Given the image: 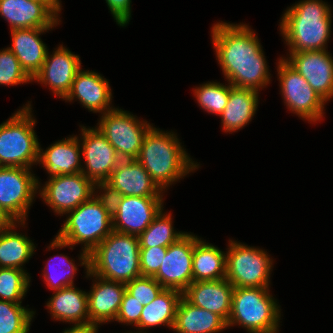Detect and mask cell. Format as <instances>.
<instances>
[{"mask_svg": "<svg viewBox=\"0 0 333 333\" xmlns=\"http://www.w3.org/2000/svg\"><path fill=\"white\" fill-rule=\"evenodd\" d=\"M46 302L48 313L55 321L69 324H88V293L75 285L53 291Z\"/></svg>", "mask_w": 333, "mask_h": 333, "instance_id": "d4e9b609", "label": "cell"}, {"mask_svg": "<svg viewBox=\"0 0 333 333\" xmlns=\"http://www.w3.org/2000/svg\"><path fill=\"white\" fill-rule=\"evenodd\" d=\"M192 91L200 108L209 114L220 116L230 95V83L208 81L196 86Z\"/></svg>", "mask_w": 333, "mask_h": 333, "instance_id": "836d02e7", "label": "cell"}, {"mask_svg": "<svg viewBox=\"0 0 333 333\" xmlns=\"http://www.w3.org/2000/svg\"><path fill=\"white\" fill-rule=\"evenodd\" d=\"M94 196L111 218L117 214L120 203L124 197L116 188L112 187L107 182L94 184Z\"/></svg>", "mask_w": 333, "mask_h": 333, "instance_id": "74e56055", "label": "cell"}, {"mask_svg": "<svg viewBox=\"0 0 333 333\" xmlns=\"http://www.w3.org/2000/svg\"><path fill=\"white\" fill-rule=\"evenodd\" d=\"M163 203V197L124 196L112 218L113 231L139 236L164 208Z\"/></svg>", "mask_w": 333, "mask_h": 333, "instance_id": "ac0fdd59", "label": "cell"}, {"mask_svg": "<svg viewBox=\"0 0 333 333\" xmlns=\"http://www.w3.org/2000/svg\"><path fill=\"white\" fill-rule=\"evenodd\" d=\"M211 39L223 77L233 87L259 92L271 83L263 47L249 25L215 22L211 28Z\"/></svg>", "mask_w": 333, "mask_h": 333, "instance_id": "6da1fadb", "label": "cell"}, {"mask_svg": "<svg viewBox=\"0 0 333 333\" xmlns=\"http://www.w3.org/2000/svg\"><path fill=\"white\" fill-rule=\"evenodd\" d=\"M227 247L226 279L233 287H271L274 259L265 249L232 239L228 240Z\"/></svg>", "mask_w": 333, "mask_h": 333, "instance_id": "ba28073f", "label": "cell"}, {"mask_svg": "<svg viewBox=\"0 0 333 333\" xmlns=\"http://www.w3.org/2000/svg\"><path fill=\"white\" fill-rule=\"evenodd\" d=\"M125 285L126 291L143 306L151 303L164 289L153 277L148 276L134 278Z\"/></svg>", "mask_w": 333, "mask_h": 333, "instance_id": "8d00e7d4", "label": "cell"}, {"mask_svg": "<svg viewBox=\"0 0 333 333\" xmlns=\"http://www.w3.org/2000/svg\"><path fill=\"white\" fill-rule=\"evenodd\" d=\"M288 56V57H287ZM283 57L327 103L333 98V57L327 50L288 53Z\"/></svg>", "mask_w": 333, "mask_h": 333, "instance_id": "2e32d148", "label": "cell"}, {"mask_svg": "<svg viewBox=\"0 0 333 333\" xmlns=\"http://www.w3.org/2000/svg\"><path fill=\"white\" fill-rule=\"evenodd\" d=\"M42 271L46 286L52 291H57L74 285V276L78 271V266L74 259H70L69 256L57 254L49 258Z\"/></svg>", "mask_w": 333, "mask_h": 333, "instance_id": "1f68e13d", "label": "cell"}, {"mask_svg": "<svg viewBox=\"0 0 333 333\" xmlns=\"http://www.w3.org/2000/svg\"><path fill=\"white\" fill-rule=\"evenodd\" d=\"M277 76L286 108L302 120L315 124L325 116L326 101L281 56L277 62Z\"/></svg>", "mask_w": 333, "mask_h": 333, "instance_id": "30bf717a", "label": "cell"}, {"mask_svg": "<svg viewBox=\"0 0 333 333\" xmlns=\"http://www.w3.org/2000/svg\"><path fill=\"white\" fill-rule=\"evenodd\" d=\"M162 209L152 223L138 236L140 248L168 247L177 242L187 232L176 231L173 227L172 213Z\"/></svg>", "mask_w": 333, "mask_h": 333, "instance_id": "4dcf8cb0", "label": "cell"}, {"mask_svg": "<svg viewBox=\"0 0 333 333\" xmlns=\"http://www.w3.org/2000/svg\"><path fill=\"white\" fill-rule=\"evenodd\" d=\"M16 220L0 206V232L11 227Z\"/></svg>", "mask_w": 333, "mask_h": 333, "instance_id": "7bdbcfd3", "label": "cell"}, {"mask_svg": "<svg viewBox=\"0 0 333 333\" xmlns=\"http://www.w3.org/2000/svg\"><path fill=\"white\" fill-rule=\"evenodd\" d=\"M26 222L14 223L0 232V268L22 269L36 251V246L25 233H19L17 228L26 227ZM16 228V229H15Z\"/></svg>", "mask_w": 333, "mask_h": 333, "instance_id": "f546056e", "label": "cell"}, {"mask_svg": "<svg viewBox=\"0 0 333 333\" xmlns=\"http://www.w3.org/2000/svg\"><path fill=\"white\" fill-rule=\"evenodd\" d=\"M53 29L21 28L10 30L12 43L8 48L31 79L41 70L49 50L40 35Z\"/></svg>", "mask_w": 333, "mask_h": 333, "instance_id": "603a6c76", "label": "cell"}, {"mask_svg": "<svg viewBox=\"0 0 333 333\" xmlns=\"http://www.w3.org/2000/svg\"><path fill=\"white\" fill-rule=\"evenodd\" d=\"M0 16L10 30L21 28H54L61 18L45 3L38 0H0Z\"/></svg>", "mask_w": 333, "mask_h": 333, "instance_id": "d6986e66", "label": "cell"}, {"mask_svg": "<svg viewBox=\"0 0 333 333\" xmlns=\"http://www.w3.org/2000/svg\"><path fill=\"white\" fill-rule=\"evenodd\" d=\"M31 101L0 124V166L32 169L37 165L39 141Z\"/></svg>", "mask_w": 333, "mask_h": 333, "instance_id": "52a82bcc", "label": "cell"}, {"mask_svg": "<svg viewBox=\"0 0 333 333\" xmlns=\"http://www.w3.org/2000/svg\"><path fill=\"white\" fill-rule=\"evenodd\" d=\"M109 83L100 73L81 68L75 75L70 92L63 100H78L89 112L105 114L115 108L112 105L113 94Z\"/></svg>", "mask_w": 333, "mask_h": 333, "instance_id": "e0dca14e", "label": "cell"}, {"mask_svg": "<svg viewBox=\"0 0 333 333\" xmlns=\"http://www.w3.org/2000/svg\"><path fill=\"white\" fill-rule=\"evenodd\" d=\"M85 273L86 278H93L90 291L87 292L89 323L100 326L115 321L126 285L100 278L90 271Z\"/></svg>", "mask_w": 333, "mask_h": 333, "instance_id": "ffe728a7", "label": "cell"}, {"mask_svg": "<svg viewBox=\"0 0 333 333\" xmlns=\"http://www.w3.org/2000/svg\"><path fill=\"white\" fill-rule=\"evenodd\" d=\"M183 293L175 289L164 288L148 305L143 306L136 331L126 333H147L151 327L167 326L173 329L176 311ZM145 330V331H144Z\"/></svg>", "mask_w": 333, "mask_h": 333, "instance_id": "83f0119b", "label": "cell"}, {"mask_svg": "<svg viewBox=\"0 0 333 333\" xmlns=\"http://www.w3.org/2000/svg\"><path fill=\"white\" fill-rule=\"evenodd\" d=\"M32 169L0 166V206L17 222H26L36 194L38 177Z\"/></svg>", "mask_w": 333, "mask_h": 333, "instance_id": "8fae6325", "label": "cell"}, {"mask_svg": "<svg viewBox=\"0 0 333 333\" xmlns=\"http://www.w3.org/2000/svg\"><path fill=\"white\" fill-rule=\"evenodd\" d=\"M181 144L174 131L152 126L136 159L164 193L171 185L200 168Z\"/></svg>", "mask_w": 333, "mask_h": 333, "instance_id": "7a4b0ae2", "label": "cell"}, {"mask_svg": "<svg viewBox=\"0 0 333 333\" xmlns=\"http://www.w3.org/2000/svg\"><path fill=\"white\" fill-rule=\"evenodd\" d=\"M226 251L194 235L193 282L226 278Z\"/></svg>", "mask_w": 333, "mask_h": 333, "instance_id": "f1b7e54d", "label": "cell"}, {"mask_svg": "<svg viewBox=\"0 0 333 333\" xmlns=\"http://www.w3.org/2000/svg\"><path fill=\"white\" fill-rule=\"evenodd\" d=\"M167 247L154 246L140 248V272L141 276L153 277L163 263Z\"/></svg>", "mask_w": 333, "mask_h": 333, "instance_id": "f35d334b", "label": "cell"}, {"mask_svg": "<svg viewBox=\"0 0 333 333\" xmlns=\"http://www.w3.org/2000/svg\"><path fill=\"white\" fill-rule=\"evenodd\" d=\"M38 195L58 216H64L94 195V183L83 173L60 175L41 184L38 178Z\"/></svg>", "mask_w": 333, "mask_h": 333, "instance_id": "7c38bea8", "label": "cell"}, {"mask_svg": "<svg viewBox=\"0 0 333 333\" xmlns=\"http://www.w3.org/2000/svg\"><path fill=\"white\" fill-rule=\"evenodd\" d=\"M81 146L77 135L55 141L45 150L39 145L38 162L49 174L48 178L82 172Z\"/></svg>", "mask_w": 333, "mask_h": 333, "instance_id": "44dd1931", "label": "cell"}, {"mask_svg": "<svg viewBox=\"0 0 333 333\" xmlns=\"http://www.w3.org/2000/svg\"><path fill=\"white\" fill-rule=\"evenodd\" d=\"M27 270L0 268V300L22 304L31 282Z\"/></svg>", "mask_w": 333, "mask_h": 333, "instance_id": "e575fe53", "label": "cell"}, {"mask_svg": "<svg viewBox=\"0 0 333 333\" xmlns=\"http://www.w3.org/2000/svg\"><path fill=\"white\" fill-rule=\"evenodd\" d=\"M234 287L226 279L199 281L190 284L183 296L193 305L216 313L226 322L231 312Z\"/></svg>", "mask_w": 333, "mask_h": 333, "instance_id": "cb8c5ba5", "label": "cell"}, {"mask_svg": "<svg viewBox=\"0 0 333 333\" xmlns=\"http://www.w3.org/2000/svg\"><path fill=\"white\" fill-rule=\"evenodd\" d=\"M116 24L126 27L131 20L132 0H105Z\"/></svg>", "mask_w": 333, "mask_h": 333, "instance_id": "60d3db41", "label": "cell"}, {"mask_svg": "<svg viewBox=\"0 0 333 333\" xmlns=\"http://www.w3.org/2000/svg\"><path fill=\"white\" fill-rule=\"evenodd\" d=\"M78 139L81 146L82 173L94 184L106 182L121 161L115 148L96 127L79 126Z\"/></svg>", "mask_w": 333, "mask_h": 333, "instance_id": "4fadbf2b", "label": "cell"}, {"mask_svg": "<svg viewBox=\"0 0 333 333\" xmlns=\"http://www.w3.org/2000/svg\"><path fill=\"white\" fill-rule=\"evenodd\" d=\"M89 271L100 278L124 284L140 277L138 236L112 231L89 253Z\"/></svg>", "mask_w": 333, "mask_h": 333, "instance_id": "5b68a950", "label": "cell"}, {"mask_svg": "<svg viewBox=\"0 0 333 333\" xmlns=\"http://www.w3.org/2000/svg\"><path fill=\"white\" fill-rule=\"evenodd\" d=\"M45 2L58 16H60L62 10L61 0H38Z\"/></svg>", "mask_w": 333, "mask_h": 333, "instance_id": "ee69618b", "label": "cell"}, {"mask_svg": "<svg viewBox=\"0 0 333 333\" xmlns=\"http://www.w3.org/2000/svg\"><path fill=\"white\" fill-rule=\"evenodd\" d=\"M270 288L234 287L228 329L239 325L249 333H279L281 306Z\"/></svg>", "mask_w": 333, "mask_h": 333, "instance_id": "8992f818", "label": "cell"}, {"mask_svg": "<svg viewBox=\"0 0 333 333\" xmlns=\"http://www.w3.org/2000/svg\"><path fill=\"white\" fill-rule=\"evenodd\" d=\"M81 68L80 56L73 54L60 44L52 54L47 51L42 68L33 77L32 82L48 86L57 98L64 99L71 90L75 75Z\"/></svg>", "mask_w": 333, "mask_h": 333, "instance_id": "9a60e30c", "label": "cell"}, {"mask_svg": "<svg viewBox=\"0 0 333 333\" xmlns=\"http://www.w3.org/2000/svg\"><path fill=\"white\" fill-rule=\"evenodd\" d=\"M139 119L129 111L115 107L98 120L96 128L115 148L121 160L137 159L145 135L153 126L145 119Z\"/></svg>", "mask_w": 333, "mask_h": 333, "instance_id": "9c48e42d", "label": "cell"}, {"mask_svg": "<svg viewBox=\"0 0 333 333\" xmlns=\"http://www.w3.org/2000/svg\"><path fill=\"white\" fill-rule=\"evenodd\" d=\"M32 83V79L21 68L19 60L7 47L0 50V85L15 86Z\"/></svg>", "mask_w": 333, "mask_h": 333, "instance_id": "d590c367", "label": "cell"}, {"mask_svg": "<svg viewBox=\"0 0 333 333\" xmlns=\"http://www.w3.org/2000/svg\"><path fill=\"white\" fill-rule=\"evenodd\" d=\"M279 30L289 53L326 50L331 37L332 9L323 0H300L280 18Z\"/></svg>", "mask_w": 333, "mask_h": 333, "instance_id": "3957f363", "label": "cell"}, {"mask_svg": "<svg viewBox=\"0 0 333 333\" xmlns=\"http://www.w3.org/2000/svg\"><path fill=\"white\" fill-rule=\"evenodd\" d=\"M106 182L123 196H164V192L136 159L121 160Z\"/></svg>", "mask_w": 333, "mask_h": 333, "instance_id": "7402d4cb", "label": "cell"}, {"mask_svg": "<svg viewBox=\"0 0 333 333\" xmlns=\"http://www.w3.org/2000/svg\"><path fill=\"white\" fill-rule=\"evenodd\" d=\"M142 309L143 305H140L134 297L125 291L115 321L122 325L136 327L139 323Z\"/></svg>", "mask_w": 333, "mask_h": 333, "instance_id": "ab89813d", "label": "cell"}, {"mask_svg": "<svg viewBox=\"0 0 333 333\" xmlns=\"http://www.w3.org/2000/svg\"><path fill=\"white\" fill-rule=\"evenodd\" d=\"M258 94L253 89L233 87L230 84V95L220 114L222 131L232 134L252 121L259 104Z\"/></svg>", "mask_w": 333, "mask_h": 333, "instance_id": "484cf974", "label": "cell"}, {"mask_svg": "<svg viewBox=\"0 0 333 333\" xmlns=\"http://www.w3.org/2000/svg\"><path fill=\"white\" fill-rule=\"evenodd\" d=\"M65 215L66 219L47 251L66 247L73 250L75 245H83L78 257L80 264L77 265L84 266L88 272L89 253L113 231L112 218L94 195Z\"/></svg>", "mask_w": 333, "mask_h": 333, "instance_id": "277c9868", "label": "cell"}, {"mask_svg": "<svg viewBox=\"0 0 333 333\" xmlns=\"http://www.w3.org/2000/svg\"><path fill=\"white\" fill-rule=\"evenodd\" d=\"M227 322L218 314L191 304L184 296L179 301L173 330L176 333H219Z\"/></svg>", "mask_w": 333, "mask_h": 333, "instance_id": "4316f807", "label": "cell"}, {"mask_svg": "<svg viewBox=\"0 0 333 333\" xmlns=\"http://www.w3.org/2000/svg\"><path fill=\"white\" fill-rule=\"evenodd\" d=\"M99 325L88 323V324H75L71 327L66 328L62 333H97L99 331Z\"/></svg>", "mask_w": 333, "mask_h": 333, "instance_id": "b9f144b4", "label": "cell"}, {"mask_svg": "<svg viewBox=\"0 0 333 333\" xmlns=\"http://www.w3.org/2000/svg\"><path fill=\"white\" fill-rule=\"evenodd\" d=\"M194 234L186 233L167 247L158 272L153 278L166 289L184 292L193 283Z\"/></svg>", "mask_w": 333, "mask_h": 333, "instance_id": "5bb4252c", "label": "cell"}, {"mask_svg": "<svg viewBox=\"0 0 333 333\" xmlns=\"http://www.w3.org/2000/svg\"><path fill=\"white\" fill-rule=\"evenodd\" d=\"M35 313L22 304L0 300V333H29Z\"/></svg>", "mask_w": 333, "mask_h": 333, "instance_id": "d6a6232c", "label": "cell"}]
</instances>
